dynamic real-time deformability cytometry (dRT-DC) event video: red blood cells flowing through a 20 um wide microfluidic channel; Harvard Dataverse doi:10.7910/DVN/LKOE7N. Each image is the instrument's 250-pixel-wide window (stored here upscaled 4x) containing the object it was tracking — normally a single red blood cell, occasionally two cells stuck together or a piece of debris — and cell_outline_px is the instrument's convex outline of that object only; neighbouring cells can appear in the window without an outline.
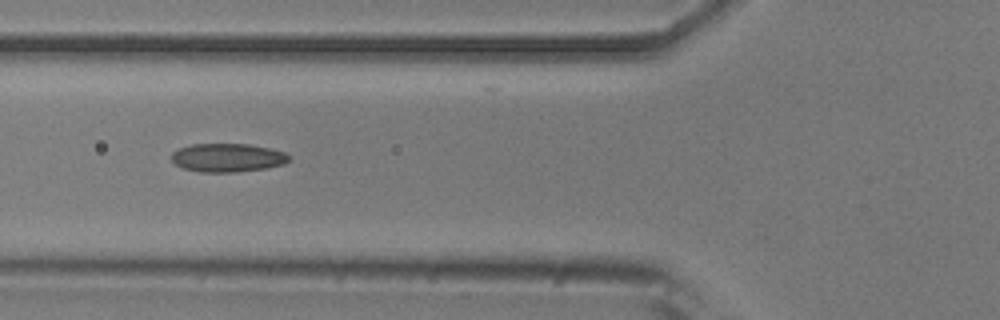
{"species": "common noctule bat (a hibernating species)", "species_latin": "Nyctalus noctula", "temperature_condition": "room temperature", "stored_images_in_passage": 8, "camera_frame_rate_fps": 3000, "um_per_image_px": 0.085, "animal": {"sex": "male", "body_mass_g": 20.5, "forearm_length_mm": 52.5}, "frame": {"image": 1, "passage_image": 5, "time_ms": 1.333, "image_size_px": [1000, 320], "cell_outline_px": [[288, 160], [284, 164], [264, 168], [236, 172], [200, 172], [184, 168], [176, 164], [172, 160], [172, 152], [180, 148], [192, 144], [248, 144], [268, 148], [284, 152], [288, 156]], "centroid_in_image_um": [19.32, 13.4], "position_along_channel_um": 106.5, "area_um2": 19.25}}
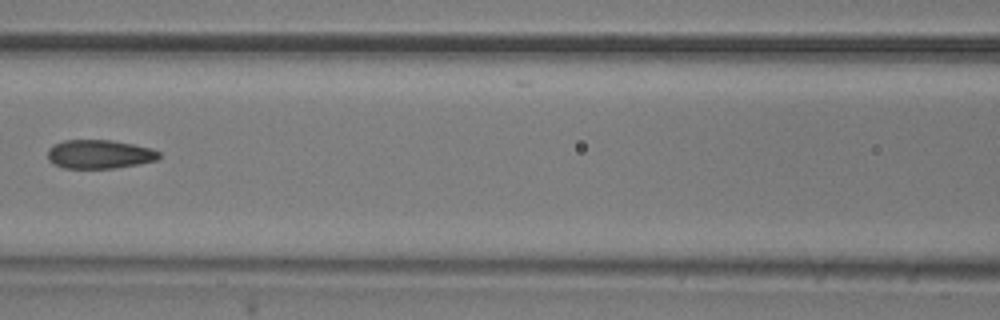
{"frame": {"image": 2, "passage_image": 6, "time_ms": 1.667, "image_size_px": [1000, 320], "cell_outline_px": [[160, 156], [156, 160], [140, 164], [116, 168], [64, 168], [52, 164], [48, 160], [48, 148], [52, 144], [64, 140], [112, 140], [152, 148], [160, 152]], "centroid_in_image_um": [8.43, 13.11], "position_along_channel_um": 158.2, "area_um2": 18.9}}
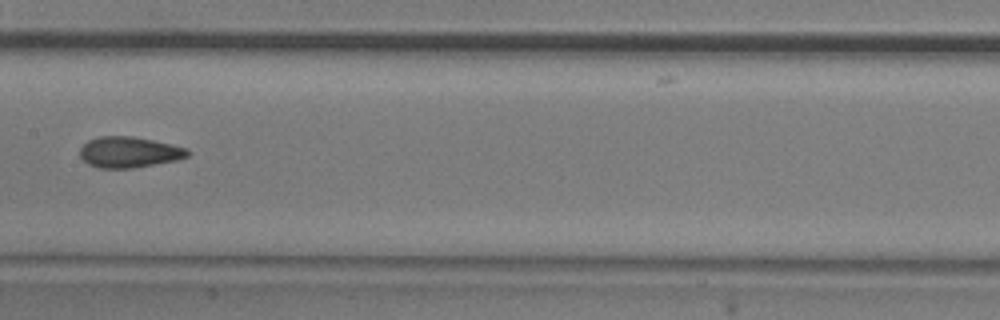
{"frame": {"image": 3, "passage_image": 7, "time_ms": 2.0, "image_size_px": [1000, 320], "cell_outline_px": [[192, 152], [188, 156], [176, 160], [132, 168], [100, 168], [88, 164], [80, 156], [80, 148], [88, 140], [100, 136], [132, 136], [172, 144], [188, 148]], "centroid_in_image_um": [10.99, 12.93], "position_along_channel_um": 196.4, "area_um2": 19.36}}